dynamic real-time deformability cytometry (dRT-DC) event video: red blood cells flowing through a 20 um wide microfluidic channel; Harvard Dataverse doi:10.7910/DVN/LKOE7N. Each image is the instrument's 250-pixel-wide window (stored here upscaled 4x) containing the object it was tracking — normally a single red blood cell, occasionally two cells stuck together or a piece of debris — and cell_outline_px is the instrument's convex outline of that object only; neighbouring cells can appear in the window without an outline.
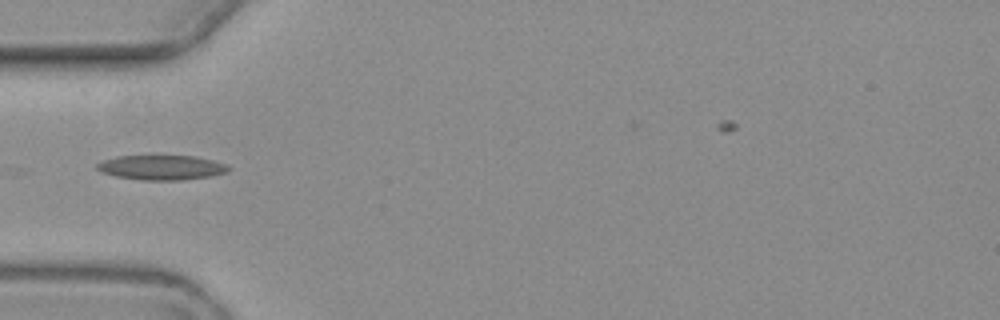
{"species": "common noctule bat (a hibernating species)", "species_latin": "Nyctalus noctula", "temperature_condition": "warm", "stored_images_in_passage": 4, "camera_frame_rate_fps": 3000, "um_per_image_px": 0.085, "animal": {"sex": "female", "body_mass_g": 19.3, "forearm_length_mm": 54.1}, "frame": {"image": 1, "passage_image": 4, "time_ms": 3.667, "image_size_px": [1000, 320], "cell_outline_px": [[232, 168], [228, 172], [208, 176], [180, 180], [140, 180], [116, 176], [100, 172], [96, 168], [96, 164], [104, 160], [116, 156], [148, 152], [196, 156], [228, 164]], "centroid_in_image_um": [13.7, 14.17], "position_along_channel_um": 71.3, "area_um2": 20.11}}